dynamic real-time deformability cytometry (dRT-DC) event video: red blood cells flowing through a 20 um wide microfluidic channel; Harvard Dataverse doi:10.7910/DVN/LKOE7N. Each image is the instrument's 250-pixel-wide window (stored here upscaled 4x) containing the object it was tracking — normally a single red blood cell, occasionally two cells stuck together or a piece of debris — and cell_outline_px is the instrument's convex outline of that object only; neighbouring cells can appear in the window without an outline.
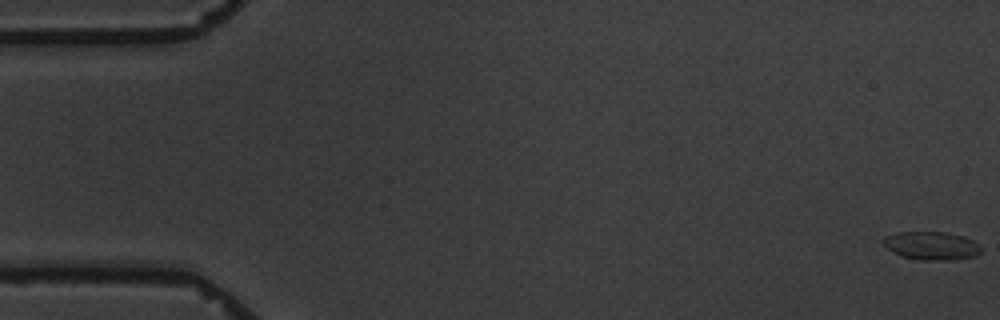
{"species": "common noctule bat (a hibernating species)", "species_latin": "Nyctalus noctula", "temperature_condition": "warm", "stored_images_in_passage": 5, "camera_frame_rate_fps": 3000, "um_per_image_px": 0.085, "animal": {"sex": "male", "body_mass_g": 19.5, "forearm_length_mm": 54.6}, "frame": {"image": 1, "passage_image": 1, "time_ms": 0.0, "image_size_px": [1000, 320], "cell_outline_px": [[980, 252], [976, 256], [956, 260], [920, 260], [900, 256], [888, 248], [884, 244], [884, 236], [896, 232], [944, 232], [964, 236], [972, 240], [980, 248]], "centroid_in_image_um": [79.17, 20.89], "position_along_channel_um": 5.8, "area_um2": 16.07}}
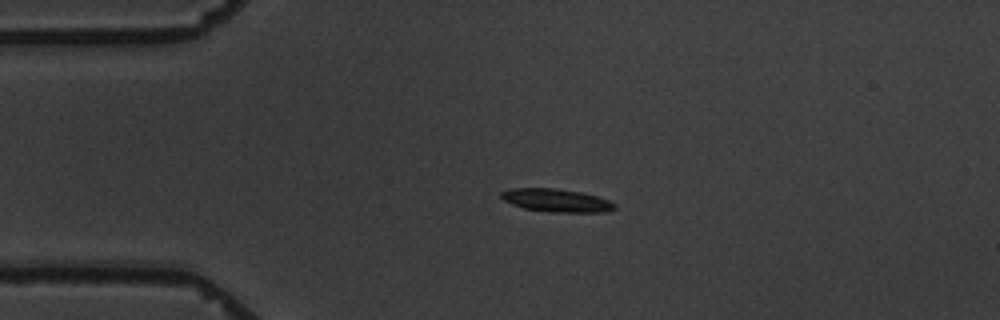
{"frame": {"image": 2, "passage_image": 5, "time_ms": 4.333, "image_size_px": [1000, 320], "cell_outline_px": [[616, 208], [604, 212], [552, 212], [524, 208], [512, 204], [504, 200], [500, 196], [500, 192], [512, 188], [552, 188], [580, 192], [596, 196], [608, 200], [616, 204]], "centroid_in_image_um": [47.28, 17.03], "position_along_channel_um": 37.7, "area_um2": 15.09}}